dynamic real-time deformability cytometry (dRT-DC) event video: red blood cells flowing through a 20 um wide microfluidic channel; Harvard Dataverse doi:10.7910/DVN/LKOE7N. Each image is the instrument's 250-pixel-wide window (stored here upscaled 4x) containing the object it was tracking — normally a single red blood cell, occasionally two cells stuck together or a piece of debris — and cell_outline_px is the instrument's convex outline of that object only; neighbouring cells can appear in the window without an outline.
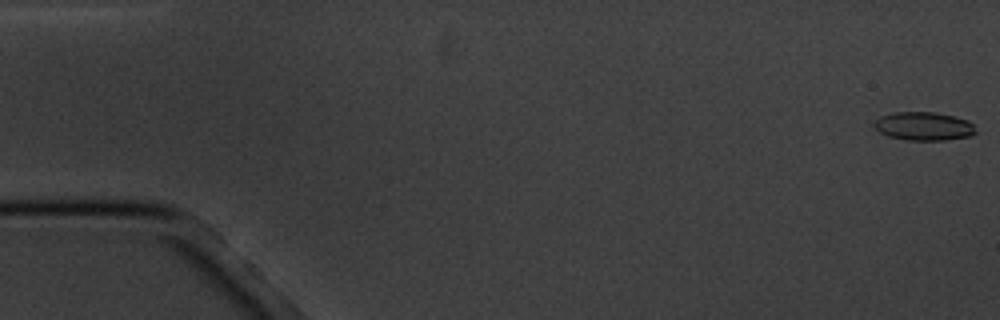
{"species": "common noctule bat (a hibernating species)", "species_latin": "Nyctalus noctula", "temperature_condition": "cold", "stored_images_in_passage": 4, "camera_frame_rate_fps": 3000, "um_per_image_px": 0.085, "animal": {"sex": "male", "body_mass_g": 20.1, "forearm_length_mm": 53.5}, "frame": {"image": 1, "passage_image": 1, "time_ms": 0.0, "image_size_px": [1000, 320], "cell_outline_px": [[976, 132], [972, 136], [944, 140], [908, 140], [888, 136], [880, 132], [872, 124], [880, 116], [892, 112], [936, 112], [968, 120], [972, 124]], "centroid_in_image_um": [78.51, 10.72], "position_along_channel_um": 6.5, "area_um2": 16.82}}